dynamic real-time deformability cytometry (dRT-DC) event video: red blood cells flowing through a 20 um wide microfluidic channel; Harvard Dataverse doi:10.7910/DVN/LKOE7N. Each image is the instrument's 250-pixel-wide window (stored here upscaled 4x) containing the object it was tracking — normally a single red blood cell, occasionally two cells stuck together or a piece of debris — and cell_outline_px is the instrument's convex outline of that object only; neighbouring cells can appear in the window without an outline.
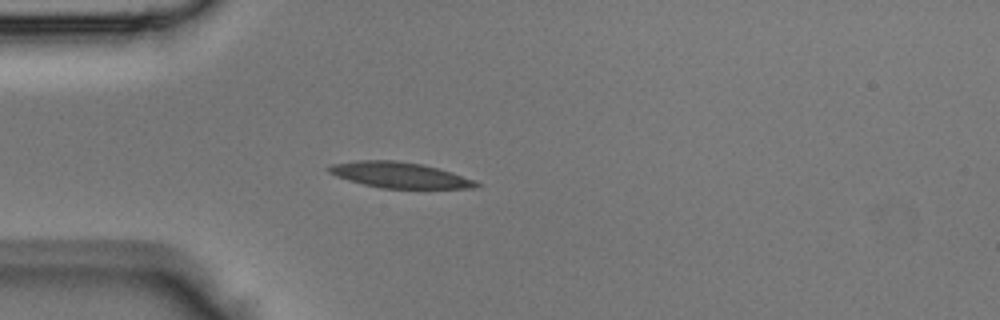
{"species": "Egyptian fruit bat (a non-hibernating species)", "species_latin": "Rousettus aegyptiacus", "temperature_condition": "room temperature", "stored_images_in_passage": 33, "camera_frame_rate_fps": 3000, "um_per_image_px": 0.085, "animal": {"sex": "male"}, "frame": {"image": 1, "passage_image": 1, "time_ms": 0.0, "image_size_px": [1000, 320], "cell_outline_px": [[480, 188], [380, 188], [348, 180], [336, 176], [328, 172], [324, 168], [328, 164], [356, 160], [396, 160], [424, 164], [452, 172], [476, 180], [480, 184]], "centroid_in_image_um": [33.93, 14.86], "position_along_channel_um": 51.1, "area_um2": 22.43}}
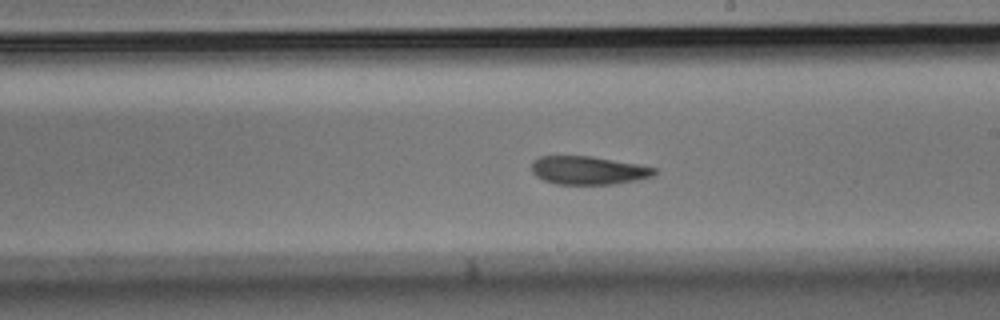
{"frame": {"image": 2, "passage_image": 14, "time_ms": 4.333, "image_size_px": [1000, 320], "cell_outline_px": [[656, 172], [652, 176], [636, 180], [616, 184], [556, 184], [544, 180], [536, 176], [532, 172], [532, 160], [540, 156], [592, 156], [636, 164], [656, 168]], "centroid_in_image_um": [49.97, 14.48], "position_along_channel_um": 239.0, "area_um2": 20.17}}
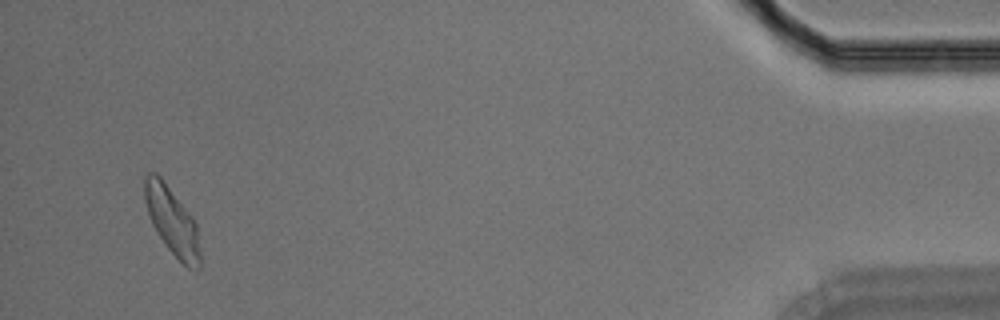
{"frame": {"image": 3, "passage_image": 31, "time_ms": 10.0, "image_size_px": [1000, 320], "cell_outline_px": [[200, 268], [196, 272], [192, 272], [168, 248], [152, 224], [144, 200], [144, 176], [148, 172], [156, 172], [164, 180], [192, 216], [196, 224], [200, 252]], "centroid_in_image_um": [14.63, 18.78], "position_along_channel_um": 420.6, "area_um2": 21.85}}